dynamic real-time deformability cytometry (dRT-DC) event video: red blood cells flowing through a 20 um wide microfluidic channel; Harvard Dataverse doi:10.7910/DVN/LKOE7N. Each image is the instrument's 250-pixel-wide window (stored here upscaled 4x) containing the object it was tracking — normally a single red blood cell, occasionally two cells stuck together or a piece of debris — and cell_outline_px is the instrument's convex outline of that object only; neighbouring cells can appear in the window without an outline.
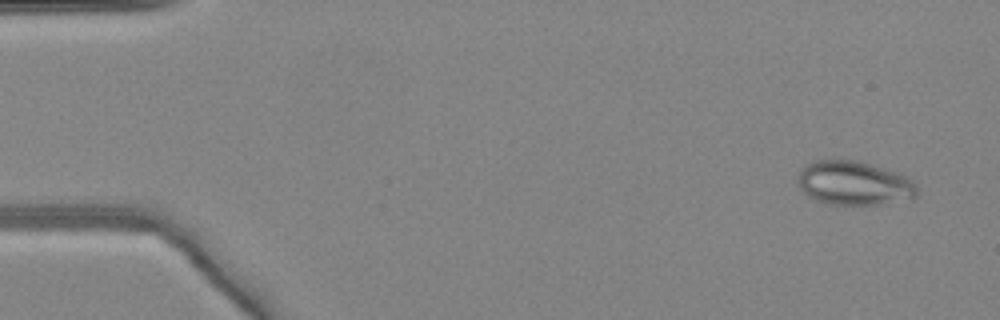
{"species": "common noctule bat (a hibernating species)", "species_latin": "Nyctalus noctula", "temperature_condition": "warm", "stored_images_in_passage": 49, "camera_frame_rate_fps": 3000, "um_per_image_px": 0.085, "animal": {"sex": "female", "body_mass_g": 24.6, "forearm_length_mm": 56.2}, "frame": {"image": 1, "passage_image": 3, "time_ms": 0.667, "image_size_px": [1000, 320], "cell_outline_px": [[916, 196], [912, 200], [880, 204], [824, 204], [812, 200], [800, 188], [796, 180], [796, 176], [800, 168], [804, 164], [816, 160], [832, 156], [856, 160], [884, 168], [908, 176], [916, 184]], "centroid_in_image_um": [72.53, 15.53], "position_along_channel_um": 12.5, "area_um2": 31.73}}
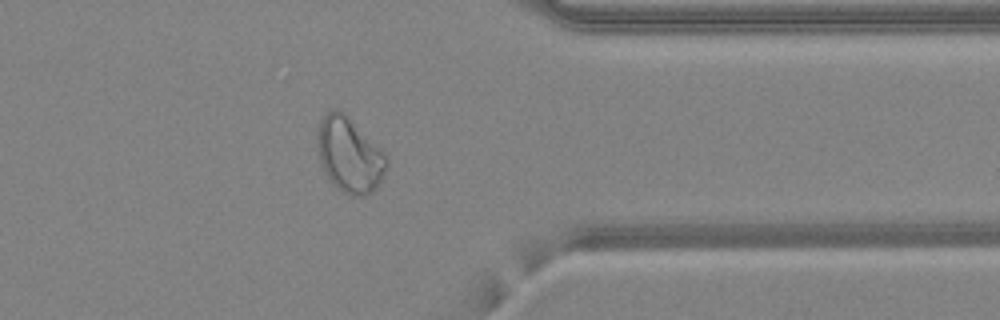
{"frame": {"image": 2, "passage_image": 39, "time_ms": 12.667, "image_size_px": [1000, 320], "cell_outline_px": [[388, 164], [380, 180], [372, 192], [364, 196], [352, 196], [336, 188], [332, 184], [324, 172], [320, 164], [316, 148], [316, 132], [320, 120], [332, 108], [336, 108], [344, 112], [388, 156]], "centroid_in_image_um": [29.65, 13.16], "position_along_channel_um": 381.7, "area_um2": 30.52}}
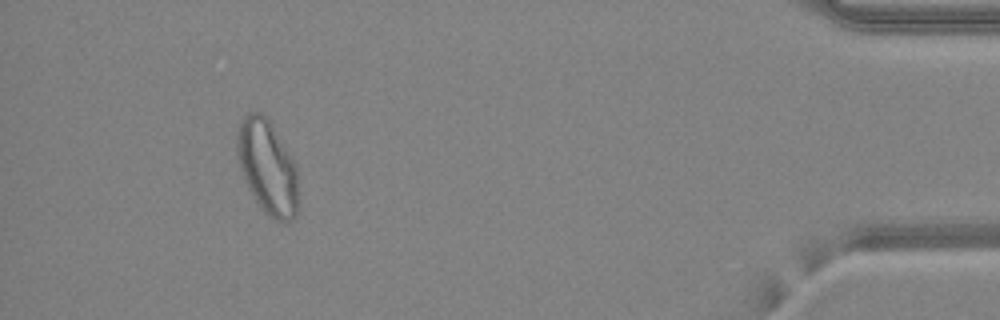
{"frame": {"image": 3, "passage_image": 45, "time_ms": 14.667, "image_size_px": [1000, 320], "cell_outline_px": [[300, 208], [296, 216], [292, 220], [276, 220], [264, 212], [256, 200], [240, 168], [236, 152], [236, 132], [244, 116], [248, 112], [260, 112], [268, 120], [292, 156], [296, 164]], "centroid_in_image_um": [22.76, 14.22], "position_along_channel_um": 412.4, "area_um2": 33.58}}